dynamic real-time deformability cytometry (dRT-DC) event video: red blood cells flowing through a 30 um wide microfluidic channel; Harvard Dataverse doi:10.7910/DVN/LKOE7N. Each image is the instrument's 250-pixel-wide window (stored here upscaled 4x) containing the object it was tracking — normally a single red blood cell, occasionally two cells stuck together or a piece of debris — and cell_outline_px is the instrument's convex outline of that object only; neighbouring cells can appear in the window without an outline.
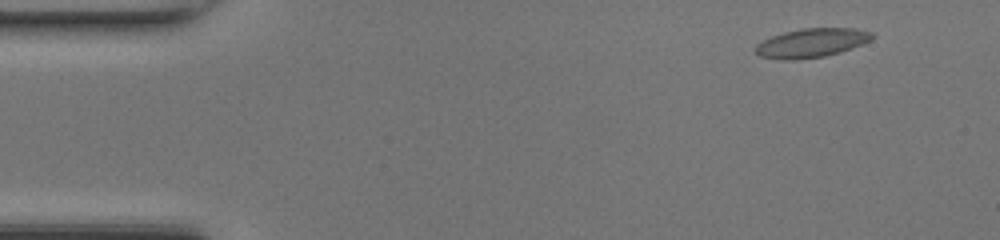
{"species": "common noctule bat (a hibernating species)", "species_latin": "Nyctalus noctula", "temperature_condition": "room temperature", "stored_images_in_passage": 47, "camera_frame_rate_fps": 3000, "um_per_image_px": 0.085, "animal": {"sex": "female", "body_mass_g": 17.0, "forearm_length_mm": 48.0}, "frame": {"image": 1, "passage_image": 4, "time_ms": 1.0, "image_size_px": [1000, 240], "cell_outline_px": [[876, 36], [872, 40], [840, 52], [824, 56], [796, 60], [784, 60], [760, 56], [756, 52], [756, 44], [772, 36], [784, 32], [800, 28], [852, 28], [872, 32]], "centroid_in_image_um": [69.0, 3.64], "position_along_channel_um": 16.0, "area_um2": 19.65}}
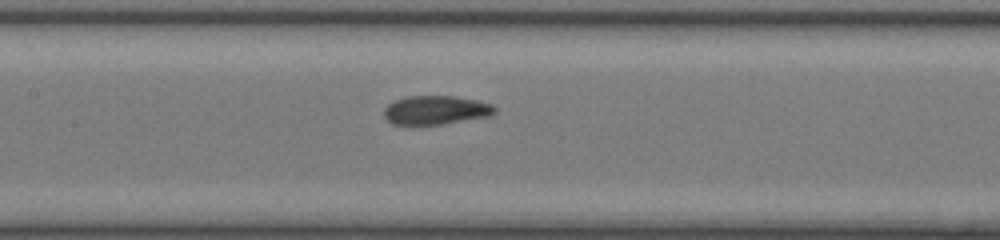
{"frame": {"image": 2, "passage_image": 22, "time_ms": 7.0, "image_size_px": [1000, 240], "cell_outline_px": [[496, 112], [488, 116], [440, 124], [392, 124], [384, 116], [384, 108], [388, 104], [396, 100], [408, 96], [452, 96], [476, 100], [492, 104], [496, 108]], "centroid_in_image_um": [37.03, 9.35], "position_along_channel_um": 170.4, "area_um2": 18.32}}
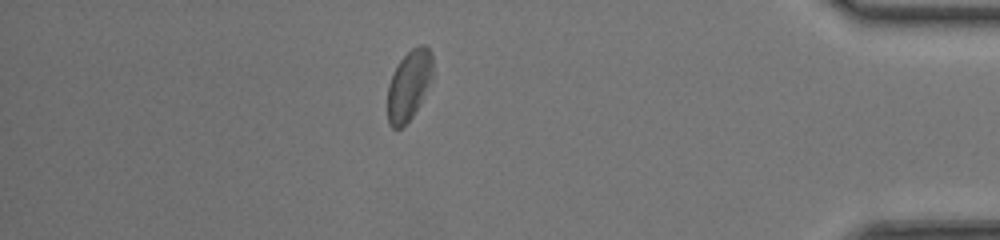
{"frame": {"image": 3, "passage_image": 41, "time_ms": 13.333, "image_size_px": [1000, 240], "cell_outline_px": [[432, 76], [412, 116], [400, 128], [392, 128], [388, 124], [388, 84], [400, 60], [412, 48], [420, 44], [424, 44], [432, 52]], "centroid_in_image_um": [34.74, 7.21], "position_along_channel_um": 400.5, "area_um2": 17.86}, "authors_computed_cell_mechanics": {"area_um2": 18.9584, "velocity_mm_per_s": 4.3384, "shape_relaxation_time_tau1_ms": 7.5739, "shape_relaxation_time_tau2_ms": 1.6496, "deformation_change_tau1": 0.1572, "deformation_change_tau2": 0.0714}}